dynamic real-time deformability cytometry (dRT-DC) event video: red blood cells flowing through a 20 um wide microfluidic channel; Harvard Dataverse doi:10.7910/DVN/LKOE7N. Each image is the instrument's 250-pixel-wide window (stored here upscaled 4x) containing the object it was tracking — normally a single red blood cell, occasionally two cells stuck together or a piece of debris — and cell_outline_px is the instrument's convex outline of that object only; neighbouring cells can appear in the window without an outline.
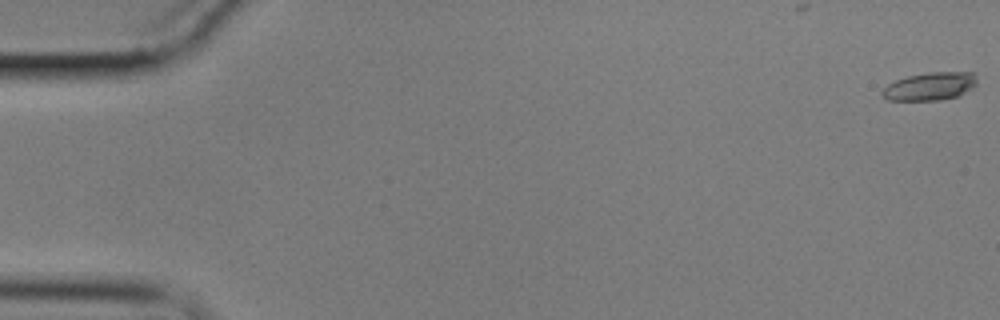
{"species": "common noctule bat (a hibernating species)", "species_latin": "Nyctalus noctula", "temperature_condition": "cold", "stored_images_in_passage": 16, "camera_frame_rate_fps": 3000, "um_per_image_px": 0.085, "animal": {"sex": "male", "body_mass_g": 17.9}, "frame": {"image": 1, "passage_image": 1, "time_ms": 0.0, "image_size_px": [1000, 320], "cell_outline_px": [[976, 84], [972, 88], [960, 96], [940, 100], [888, 100], [880, 92], [888, 84], [896, 80], [908, 76], [928, 72], [972, 72], [976, 76]], "centroid_in_image_um": [79.07, 7.34], "position_along_channel_um": 5.9, "area_um2": 15.43}}